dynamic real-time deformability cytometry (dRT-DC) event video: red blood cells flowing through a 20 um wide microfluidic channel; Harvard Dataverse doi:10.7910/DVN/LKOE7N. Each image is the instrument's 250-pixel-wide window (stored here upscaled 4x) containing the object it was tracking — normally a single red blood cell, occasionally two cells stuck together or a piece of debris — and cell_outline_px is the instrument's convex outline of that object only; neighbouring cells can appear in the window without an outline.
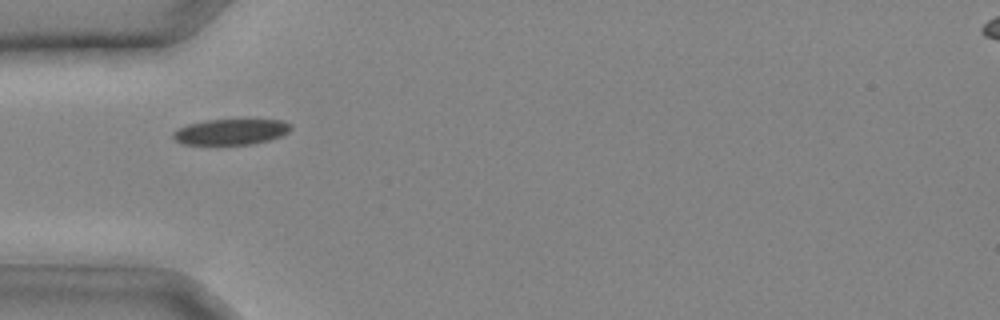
{"species": "common noctule bat (a hibernating species)", "species_latin": "Nyctalus noctula", "temperature_condition": "cold", "stored_images_in_passage": 20, "camera_frame_rate_fps": 3000, "um_per_image_px": 0.085, "animal": {"sex": "male", "body_mass_g": 20.4}, "frame": {"image": 1, "passage_image": 1, "time_ms": 0.0, "image_size_px": [1000, 320], "cell_outline_px": [[292, 128], [288, 132], [280, 136], [268, 140], [252, 144], [184, 144], [176, 140], [172, 136], [172, 132], [176, 128], [188, 124], [208, 120], [284, 120], [292, 124]], "centroid_in_image_um": [19.63, 11.2], "position_along_channel_um": 65.4, "area_um2": 17.57}}
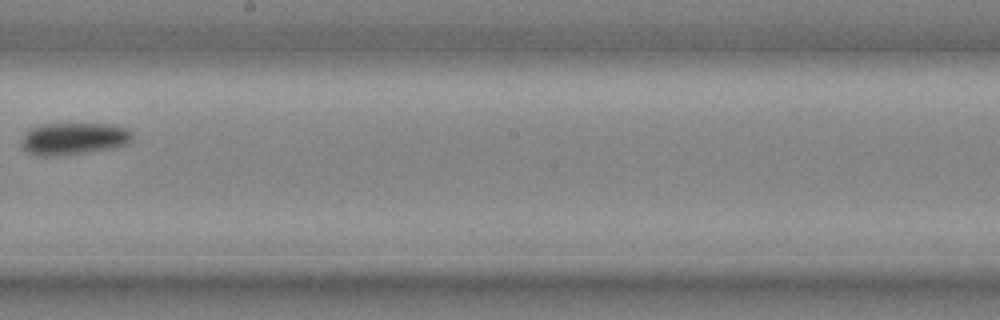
{"frame": {"image": 2, "passage_image": 10, "time_ms": 3.0, "image_size_px": [1000, 320], "cell_outline_px": [[132, 140], [128, 144], [112, 148], [84, 152], [52, 156], [40, 156], [28, 152], [20, 144], [28, 128], [40, 124], [112, 124], [128, 128], [132, 132]], "centroid_in_image_um": [6.28, 11.77], "position_along_channel_um": 241.9, "area_um2": 20.75}}
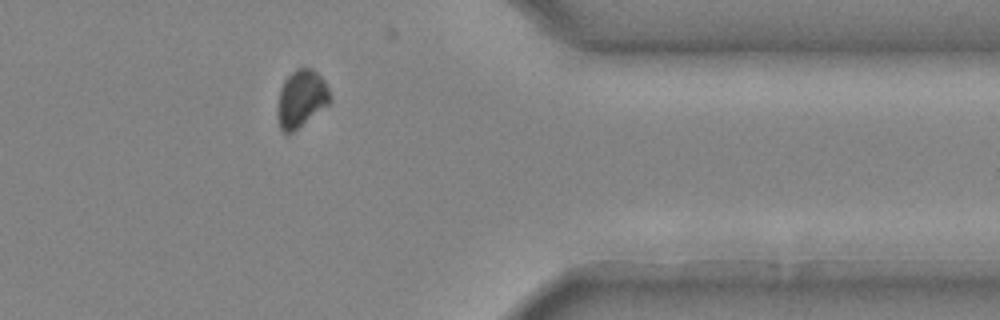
{"frame": {"image": 3, "passage_image": 18, "time_ms": 5.667, "image_size_px": [1000, 320], "cell_outline_px": [[332, 100], [328, 104], [292, 132], [284, 132], [280, 128], [276, 116], [276, 108], [280, 88], [284, 80], [296, 68], [312, 68], [324, 80], [332, 96]], "centroid_in_image_um": [25.58, 8.37], "position_along_channel_um": 385.8, "area_um2": 17.51}}